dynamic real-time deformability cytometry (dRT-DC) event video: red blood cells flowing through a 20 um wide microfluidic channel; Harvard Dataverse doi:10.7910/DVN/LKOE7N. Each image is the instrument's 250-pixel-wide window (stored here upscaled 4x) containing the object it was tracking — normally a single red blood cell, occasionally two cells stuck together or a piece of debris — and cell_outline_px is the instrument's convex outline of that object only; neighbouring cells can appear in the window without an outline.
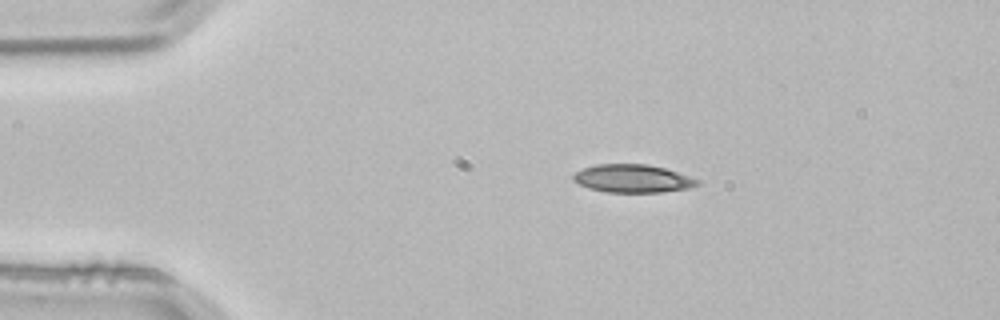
{"species": "common noctule bat (a hibernating species)", "species_latin": "Nyctalus noctula", "temperature_condition": "room temperature", "stored_images_in_passage": 2, "camera_frame_rate_fps": 3000, "um_per_image_px": 0.085, "animal": {"sex": "male", "body_mass_g": 21.5, "forearm_length_mm": 52.0}, "frame": {"image": 1, "passage_image": 1, "time_ms": 0.0, "image_size_px": [1000, 320], "cell_outline_px": [[700, 184], [692, 188], [660, 192], [604, 192], [588, 188], [572, 180], [572, 176], [576, 172], [584, 168], [596, 164], [648, 164], [664, 168], [700, 180]], "centroid_in_image_um": [53.78, 15.18], "position_along_channel_um": 31.2, "area_um2": 20.29}}